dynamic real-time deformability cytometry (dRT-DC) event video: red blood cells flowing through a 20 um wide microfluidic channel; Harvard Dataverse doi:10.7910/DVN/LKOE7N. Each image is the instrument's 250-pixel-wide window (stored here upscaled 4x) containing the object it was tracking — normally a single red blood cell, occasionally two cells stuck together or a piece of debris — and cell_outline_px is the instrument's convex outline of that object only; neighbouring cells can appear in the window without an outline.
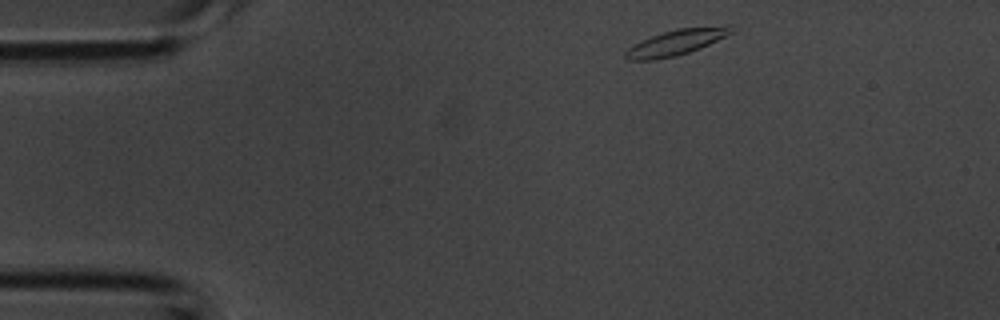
{"species": "common noctule bat (a hibernating species)", "species_latin": "Nyctalus noctula", "temperature_condition": "room temperature", "stored_images_in_passage": 2, "camera_frame_rate_fps": 3000, "um_per_image_px": 0.085, "animal": {"sex": "male", "body_mass_g": 20.1, "forearm_length_mm": 53.5}, "frame": {"image": 1, "passage_image": 1, "time_ms": 0.0, "image_size_px": [1000, 320], "cell_outline_px": [[732, 32], [700, 48], [676, 56], [656, 60], [628, 60], [624, 56], [624, 52], [628, 48], [640, 40], [676, 28], [724, 24], [732, 24]], "centroid_in_image_um": [57.48, 3.58], "position_along_channel_um": 27.5, "area_um2": 15.95}}